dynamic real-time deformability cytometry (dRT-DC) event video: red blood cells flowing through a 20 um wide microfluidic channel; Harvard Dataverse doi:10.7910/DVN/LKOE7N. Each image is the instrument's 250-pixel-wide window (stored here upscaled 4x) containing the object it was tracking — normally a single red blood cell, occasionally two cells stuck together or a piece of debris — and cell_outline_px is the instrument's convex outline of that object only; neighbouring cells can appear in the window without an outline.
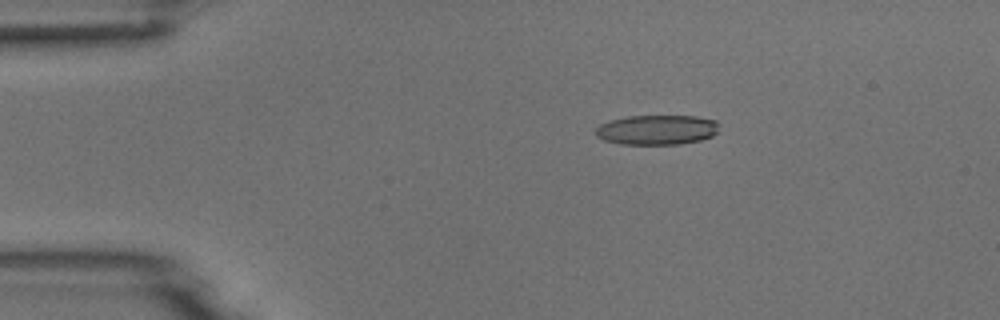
{"species": "common noctule bat (a hibernating species)", "species_latin": "Nyctalus noctula", "temperature_condition": "room temperature", "stored_images_in_passage": 53, "camera_frame_rate_fps": 3000, "um_per_image_px": 0.085, "animal": {"sex": "male", "body_mass_g": 18.8}, "frame": {"image": 1, "passage_image": 10, "time_ms": 3.0, "image_size_px": [1000, 320], "cell_outline_px": [[716, 132], [712, 136], [700, 140], [680, 144], [620, 144], [604, 140], [596, 136], [596, 128], [600, 124], [608, 120], [628, 116], [696, 116], [716, 120]], "centroid_in_image_um": [55.79, 11.03], "position_along_channel_um": 29.2, "area_um2": 21.39}}
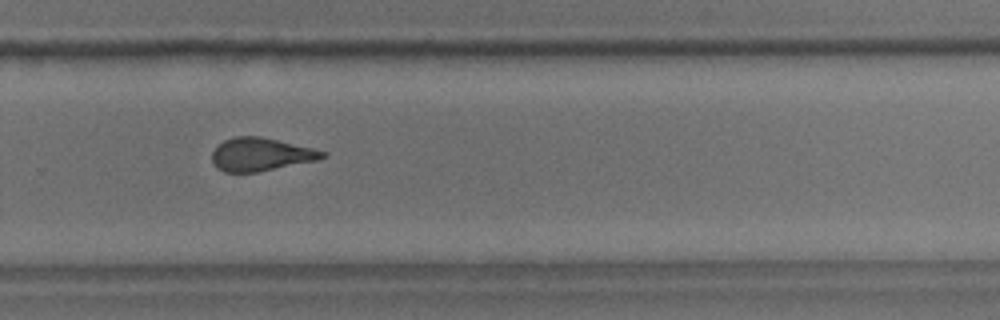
{"frame": {"image": 2, "passage_image": 36, "time_ms": 11.667, "image_size_px": [1000, 320], "cell_outline_px": [[328, 156], [316, 160], [256, 172], [224, 172], [216, 168], [212, 164], [212, 152], [224, 140], [236, 136], [260, 136], [312, 148], [328, 152]], "centroid_in_image_um": [22.15, 13.12], "position_along_channel_um": 307.7, "area_um2": 21.15}}
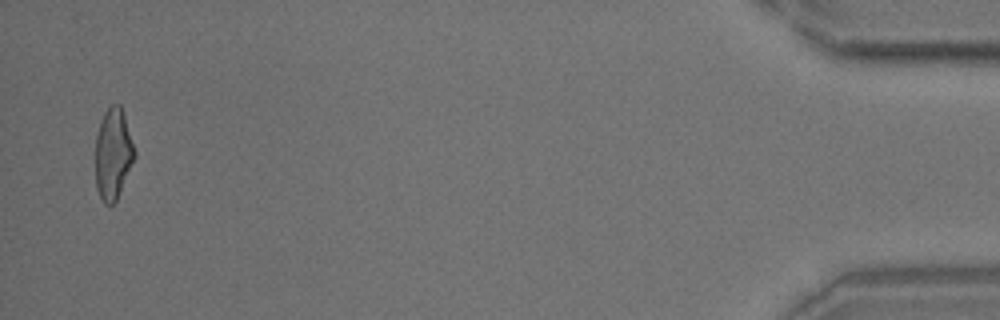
{"frame": {"image": 3, "passage_image": 52, "time_ms": 17.0, "image_size_px": [1000, 320], "cell_outline_px": [[136, 156], [116, 200], [112, 204], [104, 204], [96, 188], [96, 136], [100, 120], [104, 112], [112, 104], [120, 104], [124, 112], [136, 152]], "centroid_in_image_um": [9.62, 13.04], "position_along_channel_um": 425.6, "area_um2": 20.81}}